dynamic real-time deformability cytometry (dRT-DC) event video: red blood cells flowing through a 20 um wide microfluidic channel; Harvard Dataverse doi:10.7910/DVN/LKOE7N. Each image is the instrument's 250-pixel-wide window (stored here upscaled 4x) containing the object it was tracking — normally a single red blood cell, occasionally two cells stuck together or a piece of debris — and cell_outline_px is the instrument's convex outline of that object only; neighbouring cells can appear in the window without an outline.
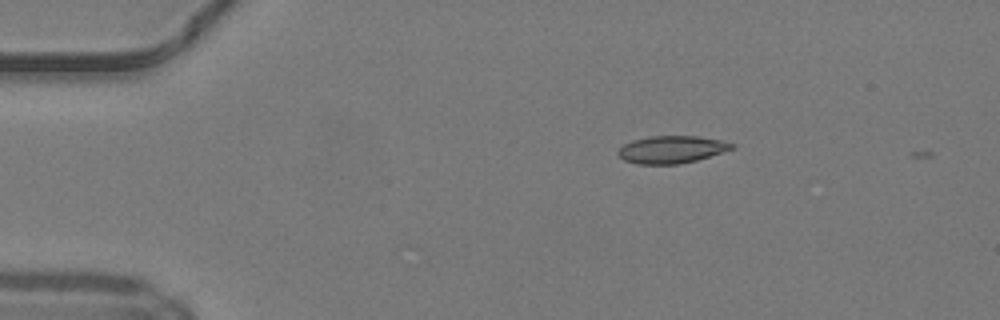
{"species": "common noctule bat (a hibernating species)", "species_latin": "Nyctalus noctula", "temperature_condition": "warm", "stored_images_in_passage": 5, "camera_frame_rate_fps": 3000, "um_per_image_px": 0.085, "animal": {"sex": "male", "body_mass_g": 19.2, "forearm_length_mm": 51.8}, "frame": {"image": 1, "passage_image": 2, "time_ms": 0.333, "image_size_px": [1000, 320], "cell_outline_px": [[736, 148], [696, 160], [680, 164], [636, 164], [624, 160], [616, 152], [624, 144], [632, 140], [648, 136], [696, 136], [724, 140], [736, 144]], "centroid_in_image_um": [57.11, 12.7], "position_along_channel_um": 27.9, "area_um2": 18.32}}